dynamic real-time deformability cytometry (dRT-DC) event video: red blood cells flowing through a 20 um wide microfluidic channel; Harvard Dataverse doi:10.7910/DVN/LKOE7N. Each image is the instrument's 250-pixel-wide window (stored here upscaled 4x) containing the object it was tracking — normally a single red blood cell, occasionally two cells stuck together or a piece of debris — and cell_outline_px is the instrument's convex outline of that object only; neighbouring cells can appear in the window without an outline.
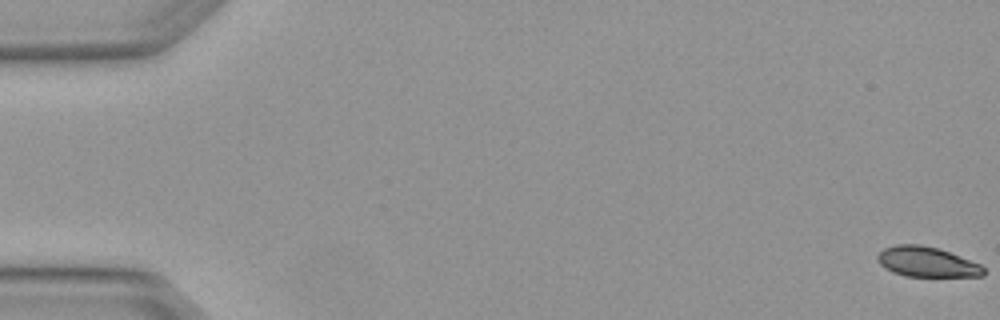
{"species": "Egyptian fruit bat (a non-hibernating species)", "species_latin": "Rousettus aegyptiacus", "temperature_condition": "warm", "stored_images_in_passage": 6, "camera_frame_rate_fps": 3000, "um_per_image_px": 0.085, "animal": {"sex": "female"}, "frame": {"image": 1, "passage_image": 1, "time_ms": 0.0, "image_size_px": [1000, 320], "cell_outline_px": [[984, 276], [908, 276], [892, 272], [884, 268], [880, 264], [876, 256], [884, 248], [896, 244], [920, 244], [940, 248], [980, 264], [984, 268]], "centroid_in_image_um": [78.76, 22.25], "position_along_channel_um": 6.2, "area_um2": 18.61}}
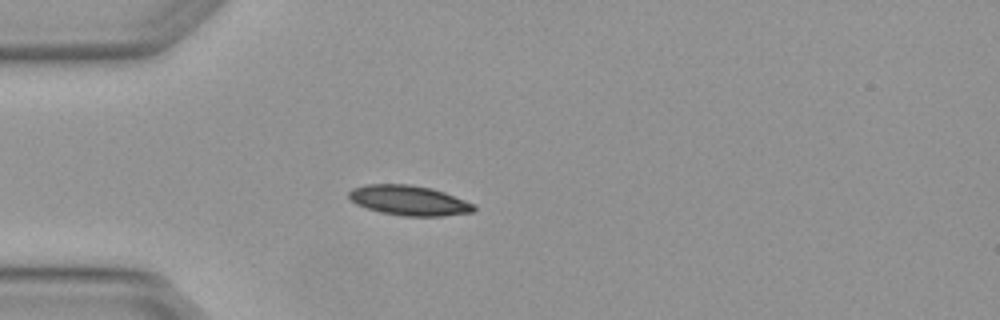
{"frame": {"image": 2, "passage_image": 5, "time_ms": 1.333, "image_size_px": [1000, 320], "cell_outline_px": [[476, 208], [472, 212], [440, 216], [404, 216], [380, 212], [356, 204], [348, 196], [348, 192], [352, 188], [364, 184], [408, 184], [432, 188], [444, 192], [476, 204]], "centroid_in_image_um": [34.76, 17.03], "position_along_channel_um": 50.2, "area_um2": 21.85}}